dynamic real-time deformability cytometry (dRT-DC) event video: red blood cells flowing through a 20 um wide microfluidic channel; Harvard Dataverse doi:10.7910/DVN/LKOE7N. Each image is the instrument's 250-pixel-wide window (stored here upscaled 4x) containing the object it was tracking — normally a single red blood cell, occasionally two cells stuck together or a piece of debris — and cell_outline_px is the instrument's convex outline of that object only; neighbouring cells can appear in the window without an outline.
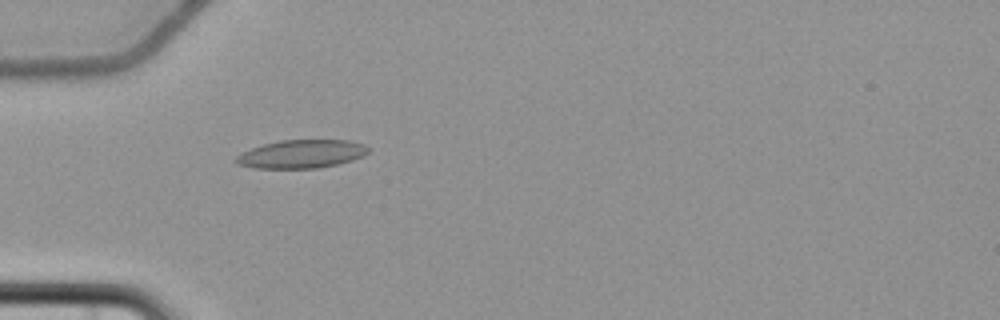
{"species": "common noctule bat (a hibernating species)", "species_latin": "Nyctalus noctula", "temperature_condition": "cold", "stored_images_in_passage": 5, "camera_frame_rate_fps": 3000, "um_per_image_px": 0.085, "animal": {"sex": "female", "body_mass_g": 22.7, "forearm_length_mm": 54.2}, "frame": {"image": 1, "passage_image": 5, "time_ms": 5.667, "image_size_px": [1000, 320], "cell_outline_px": [[372, 148], [364, 156], [352, 160], [320, 168], [252, 168], [236, 164], [232, 160], [236, 156], [252, 148], [264, 144], [280, 140], [348, 140], [364, 144]], "centroid_in_image_um": [25.64, 13.09], "position_along_channel_um": 59.4, "area_um2": 21.96}}